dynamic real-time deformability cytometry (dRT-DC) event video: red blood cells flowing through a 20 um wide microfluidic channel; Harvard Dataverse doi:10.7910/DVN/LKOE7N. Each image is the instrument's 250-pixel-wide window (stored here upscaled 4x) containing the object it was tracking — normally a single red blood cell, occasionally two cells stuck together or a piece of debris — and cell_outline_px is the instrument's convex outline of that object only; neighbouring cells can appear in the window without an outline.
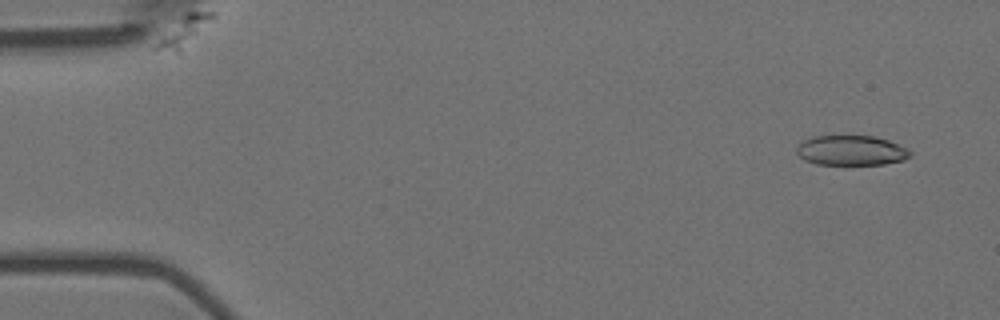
{"species": "Egyptian fruit bat (a non-hibernating species)", "species_latin": "Rousettus aegyptiacus", "temperature_condition": "room temperature", "stored_images_in_passage": 4, "camera_frame_rate_fps": 3000, "um_per_image_px": 0.085, "animal": {"sex": "female"}, "frame": {"image": 1, "passage_image": 1, "time_ms": 0.0, "image_size_px": [1000, 320], "cell_outline_px": [[912, 156], [904, 160], [884, 164], [816, 164], [804, 160], [796, 152], [796, 148], [804, 140], [812, 136], [876, 136], [888, 140], [908, 148], [912, 152]], "centroid_in_image_um": [72.38, 12.78], "position_along_channel_um": 12.6, "area_um2": 19.88}}
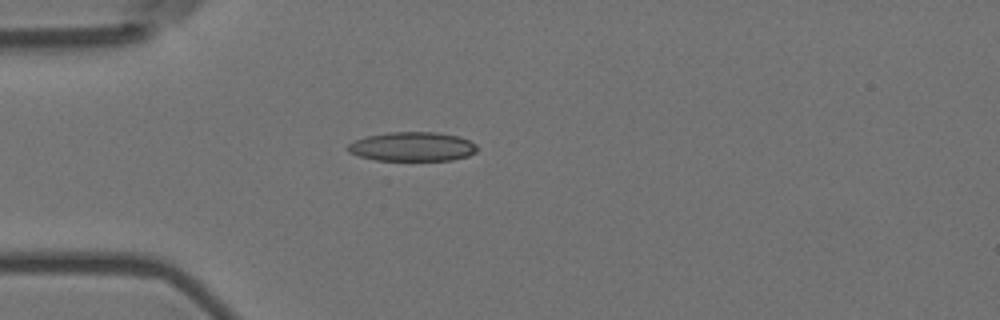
{"frame": {"image": 2, "passage_image": 4, "time_ms": 1.0, "image_size_px": [1000, 320], "cell_outline_px": [[476, 152], [468, 156], [452, 160], [376, 160], [360, 156], [348, 152], [344, 148], [348, 144], [364, 136], [388, 132], [436, 132], [460, 136], [476, 144]], "centroid_in_image_um": [35.02, 12.45], "position_along_channel_um": 50.0, "area_um2": 22.14}}